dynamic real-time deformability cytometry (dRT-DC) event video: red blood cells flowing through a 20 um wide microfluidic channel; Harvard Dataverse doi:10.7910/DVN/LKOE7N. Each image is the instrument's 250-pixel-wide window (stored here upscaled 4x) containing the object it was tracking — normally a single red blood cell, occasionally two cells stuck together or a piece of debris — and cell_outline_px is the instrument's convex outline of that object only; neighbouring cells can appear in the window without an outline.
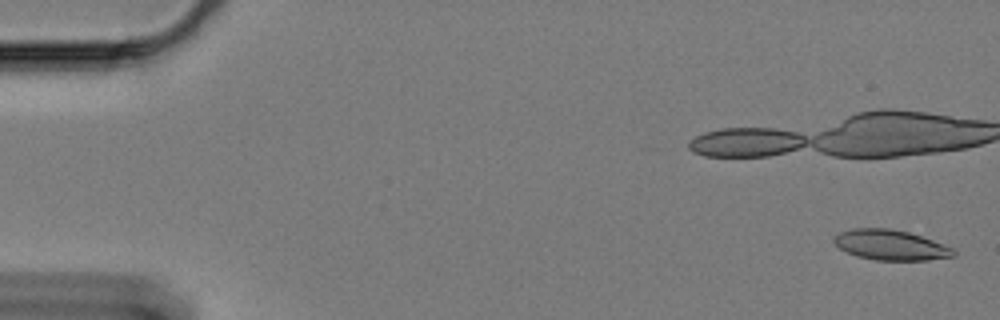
{"species": "Egyptian fruit bat (a non-hibernating species)", "species_latin": "Rousettus aegyptiacus", "temperature_condition": "cold", "stored_images_in_passage": 19, "camera_frame_rate_fps": 3000, "um_per_image_px": 0.085, "animal": {"sex": "female"}, "frame": {"image": 1, "passage_image": 1, "time_ms": 0.0, "image_size_px": [1000, 320], "cell_outline_px": [[956, 256], [928, 260], [876, 260], [856, 256], [840, 248], [832, 240], [832, 236], [840, 232], [852, 228], [888, 228], [908, 232], [932, 240], [952, 248], [956, 252]], "centroid_in_image_um": [75.68, 20.82], "position_along_channel_um": 9.3, "area_um2": 20.98}}